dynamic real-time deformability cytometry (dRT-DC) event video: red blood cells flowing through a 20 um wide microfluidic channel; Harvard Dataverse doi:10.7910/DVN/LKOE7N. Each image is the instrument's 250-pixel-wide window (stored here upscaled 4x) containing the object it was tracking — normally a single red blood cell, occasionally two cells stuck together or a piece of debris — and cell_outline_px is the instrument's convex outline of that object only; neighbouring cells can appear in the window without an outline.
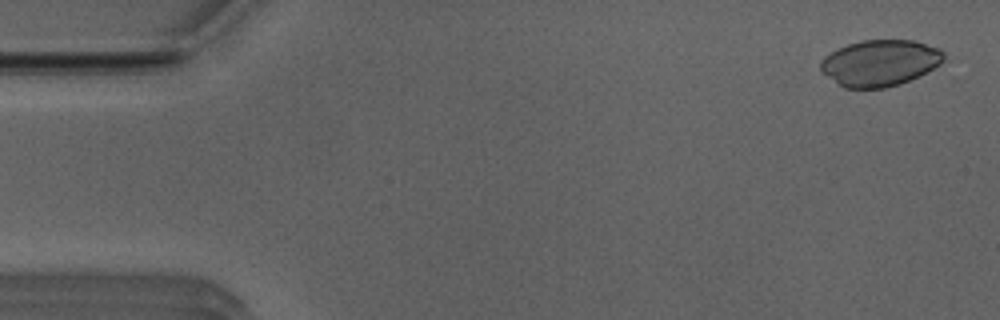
{"species": "Egyptian fruit bat (a non-hibernating species)", "species_latin": "Rousettus aegyptiacus", "temperature_condition": "room temperature", "stored_images_in_passage": 13, "camera_frame_rate_fps": 3000, "um_per_image_px": 0.085, "animal": {"sex": "male"}, "frame": {"image": 1, "passage_image": 2, "time_ms": 0.333, "image_size_px": [1000, 320], "cell_outline_px": [[944, 60], [940, 64], [900, 84], [884, 88], [844, 88], [820, 72], [820, 60], [824, 56], [836, 48], [848, 44], [864, 40], [916, 40], [940, 48], [944, 52]], "centroid_in_image_um": [74.75, 5.34], "position_along_channel_um": 10.2, "area_um2": 33.29}}